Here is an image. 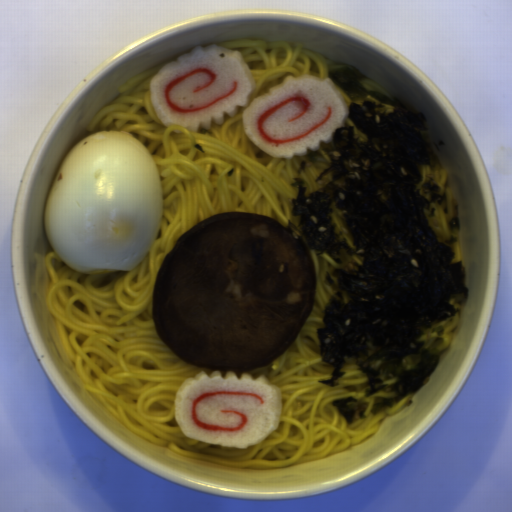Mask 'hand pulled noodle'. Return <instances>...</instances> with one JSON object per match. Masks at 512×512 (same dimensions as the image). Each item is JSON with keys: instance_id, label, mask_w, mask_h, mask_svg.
I'll return each mask as SVG.
<instances>
[{"instance_id": "bd1af8b7", "label": "hand pulled noodle", "mask_w": 512, "mask_h": 512, "mask_svg": "<svg viewBox=\"0 0 512 512\" xmlns=\"http://www.w3.org/2000/svg\"><path fill=\"white\" fill-rule=\"evenodd\" d=\"M458 323L459 312L441 322L433 324L430 328H425L423 334L417 337V341L443 338L439 346V352L445 351V349L447 348V346L454 337Z\"/></svg>"}, {"instance_id": "2289bc40", "label": "hand pulled noodle", "mask_w": 512, "mask_h": 512, "mask_svg": "<svg viewBox=\"0 0 512 512\" xmlns=\"http://www.w3.org/2000/svg\"><path fill=\"white\" fill-rule=\"evenodd\" d=\"M436 213L430 214L428 210H423L427 216L430 226L438 234L441 242L448 244L455 252L452 264L461 260L462 247H461V234L460 231L453 230L451 217L456 212V201L453 186L448 189V207L449 211L446 212L445 202L443 205H435Z\"/></svg>"}, {"instance_id": "772679e5", "label": "hand pulled noodle", "mask_w": 512, "mask_h": 512, "mask_svg": "<svg viewBox=\"0 0 512 512\" xmlns=\"http://www.w3.org/2000/svg\"><path fill=\"white\" fill-rule=\"evenodd\" d=\"M215 45L236 50L244 57L256 80V89L251 99L264 94L286 77L296 76L329 81L344 104L351 101V96L329 75L336 68L342 67V62L309 50L298 41L268 42L245 39L224 41Z\"/></svg>"}, {"instance_id": "14784b9a", "label": "hand pulled noodle", "mask_w": 512, "mask_h": 512, "mask_svg": "<svg viewBox=\"0 0 512 512\" xmlns=\"http://www.w3.org/2000/svg\"><path fill=\"white\" fill-rule=\"evenodd\" d=\"M166 64L149 68L119 86V94L96 110L82 138L99 131H127L153 156L163 205L157 238L135 267L108 275H86L66 265L53 249L47 254L50 282L44 293L50 338L63 367L81 389L128 432L183 458L244 469H272L330 458L378 434L386 418L417 393L373 414L374 405L393 400L397 380L366 396L370 383L348 358L334 387L324 364L318 329L333 296L326 274L362 261L341 252L342 263L311 249L316 266L313 307L292 345L269 364L252 370L281 391L280 424L255 446L223 447L191 439L175 417L181 383L215 370L183 361L161 341L152 319V295L160 267L177 239L205 219L222 213H257L280 226L296 223L292 202L302 177L310 194L332 176L316 181L331 166L328 154L314 163L304 155L277 158L257 146L243 128L242 112L222 125L188 131L161 125L150 83ZM81 138V139H82Z\"/></svg>"}, {"instance_id": "8796e031", "label": "hand pulled noodle", "mask_w": 512, "mask_h": 512, "mask_svg": "<svg viewBox=\"0 0 512 512\" xmlns=\"http://www.w3.org/2000/svg\"><path fill=\"white\" fill-rule=\"evenodd\" d=\"M419 172L422 176L421 181L416 185V189H419V192L431 198V192L424 191V183L429 179L430 175L435 179L437 185L440 188V192L444 193L445 181L447 177L448 171L445 167L436 166L435 170H431L429 165H421L418 167Z\"/></svg>"}]
</instances>
